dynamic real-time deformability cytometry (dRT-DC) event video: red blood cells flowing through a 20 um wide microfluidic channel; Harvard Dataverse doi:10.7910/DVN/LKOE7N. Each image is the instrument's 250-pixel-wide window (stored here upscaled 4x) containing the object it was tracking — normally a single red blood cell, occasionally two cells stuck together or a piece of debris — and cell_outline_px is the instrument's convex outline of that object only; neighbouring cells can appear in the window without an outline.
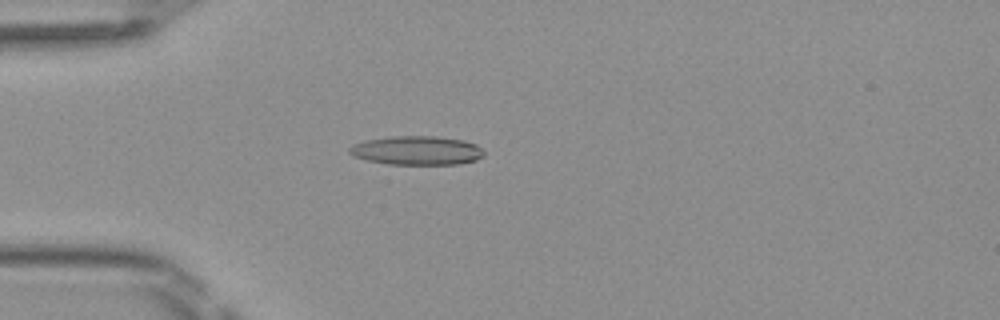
{"species": "Egyptian fruit bat (a non-hibernating species)", "species_latin": "Rousettus aegyptiacus", "temperature_condition": "room temperature", "stored_images_in_passage": 49, "camera_frame_rate_fps": 3000, "um_per_image_px": 0.085, "frame": {"image": 1, "passage_image": 14, "time_ms": 4.333, "image_size_px": [1000, 320], "cell_outline_px": [[484, 156], [476, 160], [460, 164], [388, 164], [368, 160], [352, 156], [348, 152], [348, 148], [352, 144], [364, 140], [392, 136], [436, 136], [464, 140], [476, 144], [484, 152]], "centroid_in_image_um": [35.41, 12.78], "position_along_channel_um": 49.6, "area_um2": 22.83}}
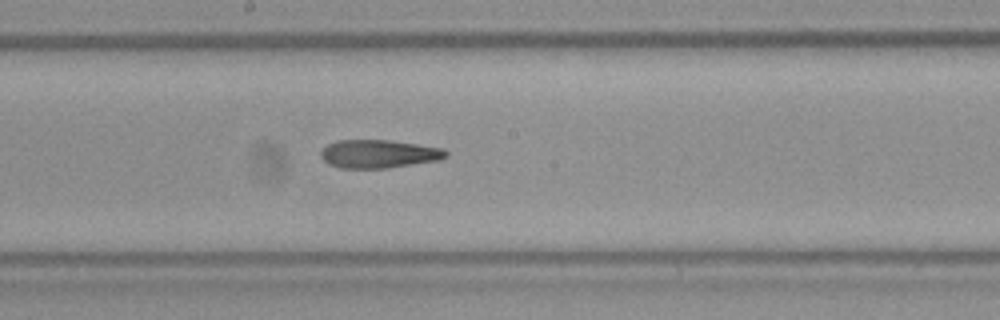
{"frame": {"image": 2, "passage_image": 27, "time_ms": 8.667, "image_size_px": [1000, 320], "cell_outline_px": [[448, 156], [440, 160], [388, 168], [340, 168], [328, 164], [320, 156], [320, 152], [328, 144], [336, 140], [388, 140], [444, 148], [448, 152]], "centroid_in_image_um": [32.2, 13.08], "position_along_channel_um": 216.0, "area_um2": 20.69}}
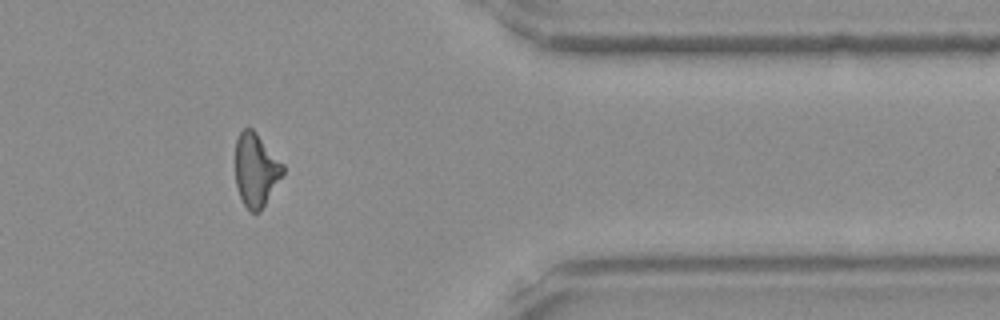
{"frame": {"image": 3, "passage_image": 41, "time_ms": 13.333, "image_size_px": [1000, 320], "cell_outline_px": [[284, 172], [260, 212], [248, 212], [240, 196], [236, 184], [236, 140], [240, 132], [244, 128], [252, 128], [256, 132], [284, 164]], "centroid_in_image_um": [21.75, 14.44], "position_along_channel_um": 389.6, "area_um2": 20.17}, "authors_computed_cell_mechanics": {"area_um2": 21.097, "velocity_mm_per_s": 4.1411, "shape_relaxation_time_tau1_ms": null, "shape_relaxation_time_tau2_ms": 5.5115, "deformation_change_tau1": null, "deformation_change_tau2": 0.1729}}